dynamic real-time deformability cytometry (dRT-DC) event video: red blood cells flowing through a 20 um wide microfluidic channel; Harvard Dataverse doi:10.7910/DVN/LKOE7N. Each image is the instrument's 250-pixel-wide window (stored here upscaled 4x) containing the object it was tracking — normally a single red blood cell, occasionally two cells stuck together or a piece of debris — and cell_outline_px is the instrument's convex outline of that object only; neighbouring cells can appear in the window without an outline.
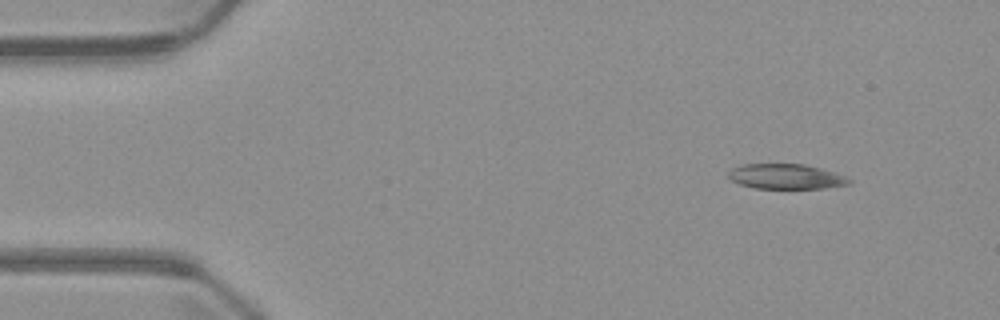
{"species": "common noctule bat (a hibernating species)", "species_latin": "Nyctalus noctula", "temperature_condition": "warm", "stored_images_in_passage": 5, "camera_frame_rate_fps": 3000, "um_per_image_px": 0.085, "animal": {"sex": "male", "body_mass_g": 23.1, "forearm_length_mm": 52.7}, "frame": {"image": 1, "passage_image": 1, "time_ms": 0.0, "image_size_px": [1000, 320], "cell_outline_px": [[852, 184], [824, 188], [756, 188], [740, 184], [732, 180], [728, 176], [728, 172], [732, 168], [744, 164], [804, 164], [836, 172], [852, 180]], "centroid_in_image_um": [66.84, 15.0], "position_along_channel_um": 18.2, "area_um2": 17.57}}
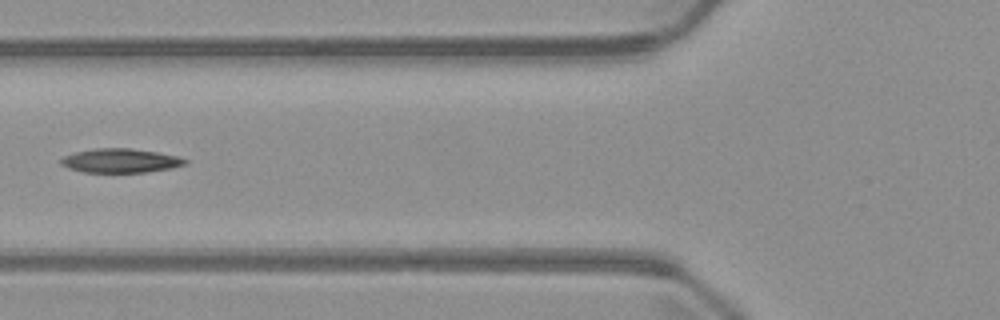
{"frame": {"image": 2, "passage_image": 4, "time_ms": 4.667, "image_size_px": [1000, 320], "cell_outline_px": [[188, 160], [184, 164], [172, 168], [148, 172], [84, 172], [68, 168], [60, 164], [60, 160], [64, 156], [76, 152], [96, 148], [128, 148], [156, 152], [176, 156]], "centroid_in_image_um": [10.21, 13.66], "position_along_channel_um": 115.6, "area_um2": 17.22}}
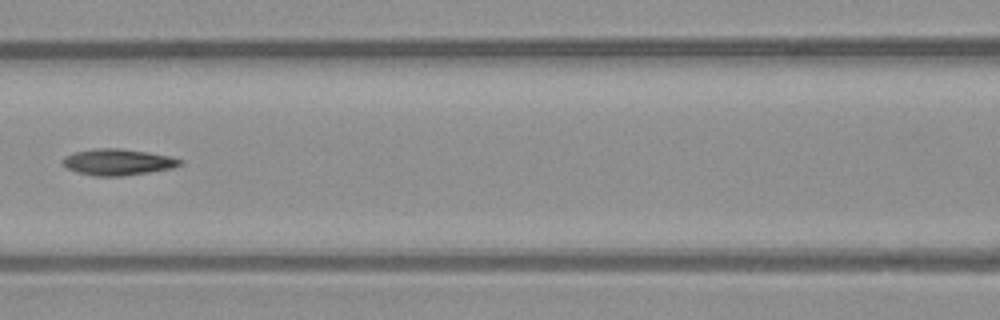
{"frame": {"image": 3, "passage_image": 5, "time_ms": 5.667, "image_size_px": [1000, 320], "cell_outline_px": [[184, 164], [172, 168], [124, 176], [96, 176], [76, 172], [60, 164], [60, 160], [64, 156], [76, 152], [96, 148], [120, 148], [148, 152], [168, 156], [184, 160]], "centroid_in_image_um": [10.0, 13.77], "position_along_channel_um": 156.6, "area_um2": 18.09}}